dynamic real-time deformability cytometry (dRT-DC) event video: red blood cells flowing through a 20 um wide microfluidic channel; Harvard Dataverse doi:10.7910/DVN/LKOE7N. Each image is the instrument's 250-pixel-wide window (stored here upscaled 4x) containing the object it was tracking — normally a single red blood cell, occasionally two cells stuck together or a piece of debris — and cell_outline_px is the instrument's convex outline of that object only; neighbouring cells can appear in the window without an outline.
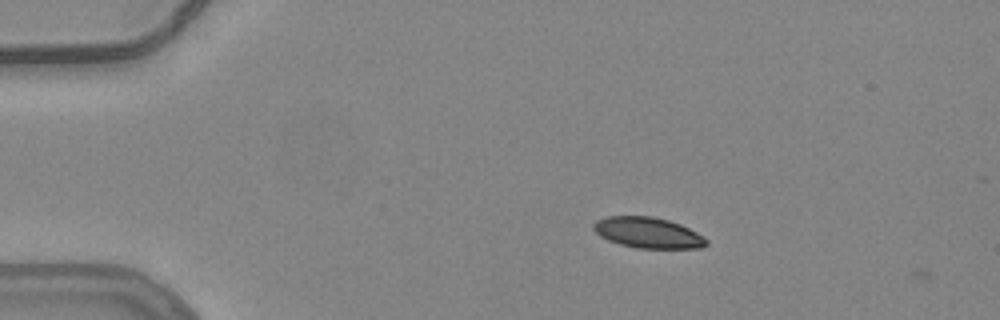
{"species": "common noctule bat (a hibernating species)", "species_latin": "Nyctalus noctula", "temperature_condition": "warm", "stored_images_in_passage": 2, "camera_frame_rate_fps": 3000, "um_per_image_px": 0.085, "animal": {"sex": "female", "body_mass_g": 24.6, "forearm_length_mm": 56.2}, "frame": {"image": 1, "passage_image": 1, "time_ms": 0.0, "image_size_px": [1000, 320], "cell_outline_px": [[708, 244], [700, 248], [636, 248], [620, 244], [608, 240], [600, 236], [592, 228], [592, 224], [596, 220], [608, 216], [652, 216], [668, 220], [680, 224], [704, 236], [708, 240]], "centroid_in_image_um": [55.07, 19.78], "position_along_channel_um": 29.9, "area_um2": 20.29}}